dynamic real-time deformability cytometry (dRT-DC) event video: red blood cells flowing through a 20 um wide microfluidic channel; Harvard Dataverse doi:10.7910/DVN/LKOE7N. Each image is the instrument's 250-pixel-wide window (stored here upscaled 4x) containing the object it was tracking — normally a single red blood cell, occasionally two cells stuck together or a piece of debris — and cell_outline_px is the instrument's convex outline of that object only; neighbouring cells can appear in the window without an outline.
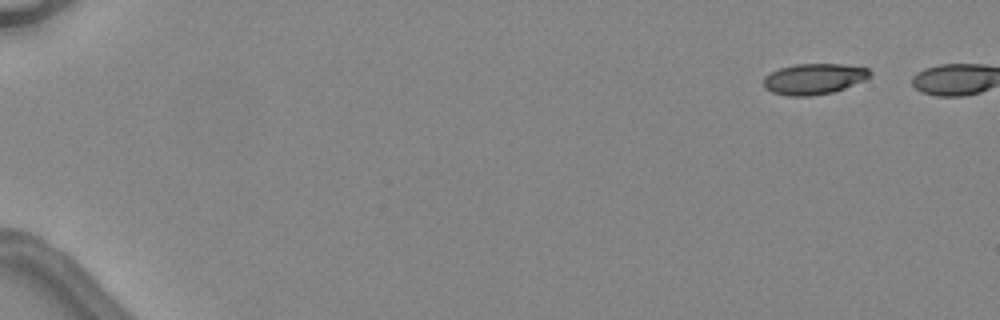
{"species": "common noctule bat (a hibernating species)", "species_latin": "Nyctalus noctula", "temperature_condition": "warm", "stored_images_in_passage": 3, "segment_of_instrument_passage": [2, 2], "camera_frame_rate_fps": 3000, "um_per_image_px": 0.085, "animal": {"sex": "female", "body_mass_g": 24.6, "forearm_length_mm": 56.2}, "frame": {"image": 1, "passage_image": 3, "time_ms": 2.667, "image_size_px": [1000, 320], "cell_outline_px": [[872, 72], [864, 80], [844, 88], [832, 92], [812, 96], [788, 96], [772, 92], [764, 88], [764, 76], [780, 68], [796, 64], [840, 64], [868, 68]], "centroid_in_image_um": [69.16, 6.71], "position_along_channel_um": 15.8, "area_um2": 18.96}}